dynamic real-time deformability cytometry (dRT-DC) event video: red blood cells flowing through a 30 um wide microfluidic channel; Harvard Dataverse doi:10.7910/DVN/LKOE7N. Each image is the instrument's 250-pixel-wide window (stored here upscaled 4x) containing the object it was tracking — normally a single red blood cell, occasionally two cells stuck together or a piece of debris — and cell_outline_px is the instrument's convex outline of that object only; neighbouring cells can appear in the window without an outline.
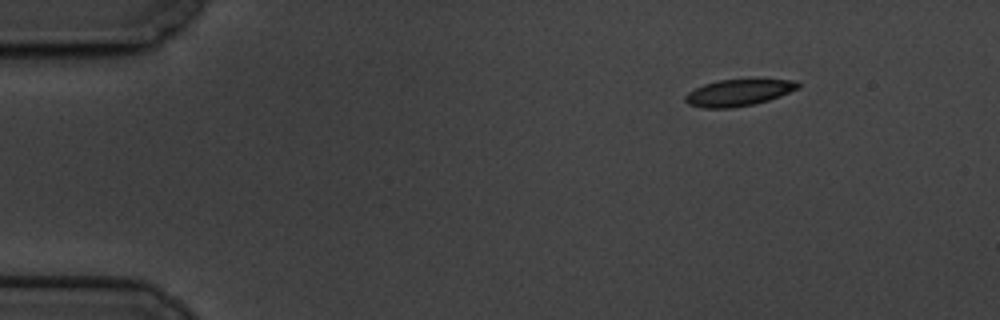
{"species": "common noctule bat (a hibernating species)", "species_latin": "Nyctalus noctula", "temperature_condition": "cold", "stored_images_in_passage": 5, "segment_of_instrument_passage": [2, 2], "camera_frame_rate_fps": 3000, "um_per_image_px": 0.085, "animal": {"sex": "male", "body_mass_g": 19.5, "forearm_length_mm": 54.6}, "frame": {"image": 1, "passage_image": 5, "time_ms": 1.333, "image_size_px": [1000, 320], "cell_outline_px": [[800, 88], [780, 96], [768, 100], [752, 104], [732, 108], [704, 108], [688, 104], [684, 100], [684, 96], [688, 92], [704, 84], [716, 80], [752, 76], [796, 80], [800, 84]], "centroid_in_image_um": [62.84, 7.8], "position_along_channel_um": 22.2, "area_um2": 18.5}}